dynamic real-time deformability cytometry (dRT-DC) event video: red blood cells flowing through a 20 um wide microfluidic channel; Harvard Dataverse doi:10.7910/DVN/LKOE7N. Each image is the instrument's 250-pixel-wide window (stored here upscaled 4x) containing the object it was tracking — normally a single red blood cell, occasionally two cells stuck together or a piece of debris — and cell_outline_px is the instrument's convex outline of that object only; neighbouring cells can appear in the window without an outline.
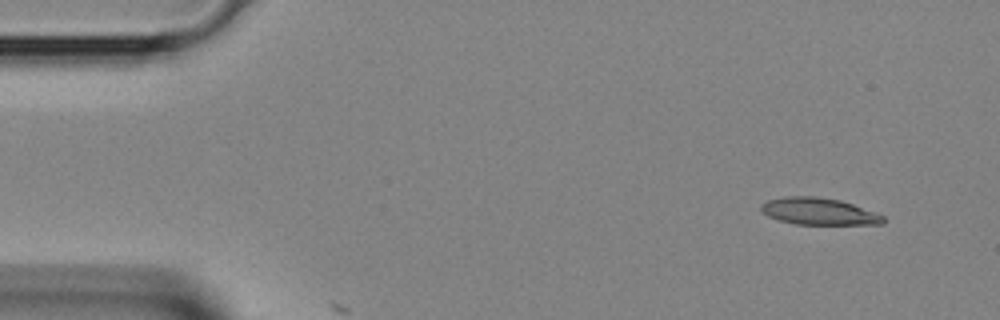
{"species": "Egyptian fruit bat (a non-hibernating species)", "species_latin": "Rousettus aegyptiacus", "temperature_condition": "room temperature", "stored_images_in_passage": 2, "camera_frame_rate_fps": 3000, "um_per_image_px": 0.085, "animal": {"sex": "female"}, "frame": {"image": 1, "passage_image": 2, "time_ms": 0.333, "image_size_px": [1000, 320], "cell_outline_px": [[884, 224], [796, 224], [780, 220], [768, 216], [760, 208], [760, 204], [768, 200], [784, 196], [816, 196], [840, 200], [876, 212], [884, 216]], "centroid_in_image_um": [69.6, 17.96], "position_along_channel_um": 15.4, "area_um2": 19.07}}